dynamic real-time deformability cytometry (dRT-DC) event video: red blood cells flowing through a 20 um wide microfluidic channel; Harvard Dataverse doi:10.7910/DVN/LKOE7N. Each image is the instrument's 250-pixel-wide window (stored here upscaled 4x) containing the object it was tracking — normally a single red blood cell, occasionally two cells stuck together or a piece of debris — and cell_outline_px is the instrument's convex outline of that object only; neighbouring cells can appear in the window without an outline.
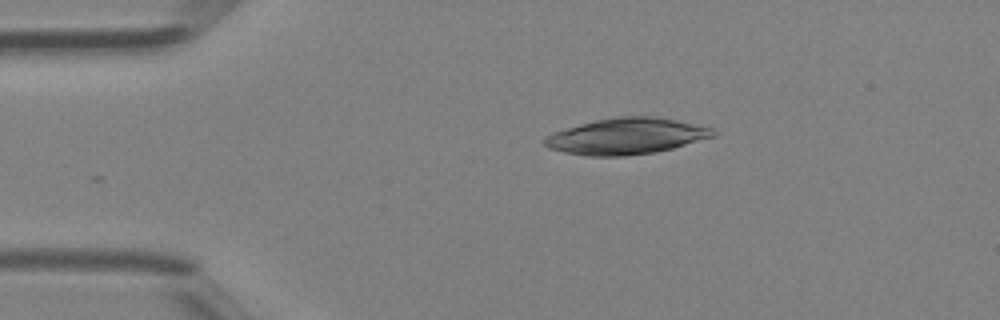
{"species": "Egyptian fruit bat (a non-hibernating species)", "species_latin": "Rousettus aegyptiacus", "temperature_condition": "room temperature", "stored_images_in_passage": 8, "camera_frame_rate_fps": 3000, "um_per_image_px": 0.085, "animal": {"sex": "female"}, "frame": {"image": 1, "passage_image": 1, "time_ms": 0.0, "image_size_px": [1000, 320], "cell_outline_px": [[716, 136], [672, 148], [656, 152], [624, 156], [584, 156], [564, 152], [548, 148], [544, 144], [544, 136], [552, 132], [580, 124], [596, 120], [616, 116], [652, 116], [676, 120], [712, 128], [716, 132]], "centroid_in_image_um": [53.21, 11.58], "position_along_channel_um": 31.8, "area_um2": 35.55}}